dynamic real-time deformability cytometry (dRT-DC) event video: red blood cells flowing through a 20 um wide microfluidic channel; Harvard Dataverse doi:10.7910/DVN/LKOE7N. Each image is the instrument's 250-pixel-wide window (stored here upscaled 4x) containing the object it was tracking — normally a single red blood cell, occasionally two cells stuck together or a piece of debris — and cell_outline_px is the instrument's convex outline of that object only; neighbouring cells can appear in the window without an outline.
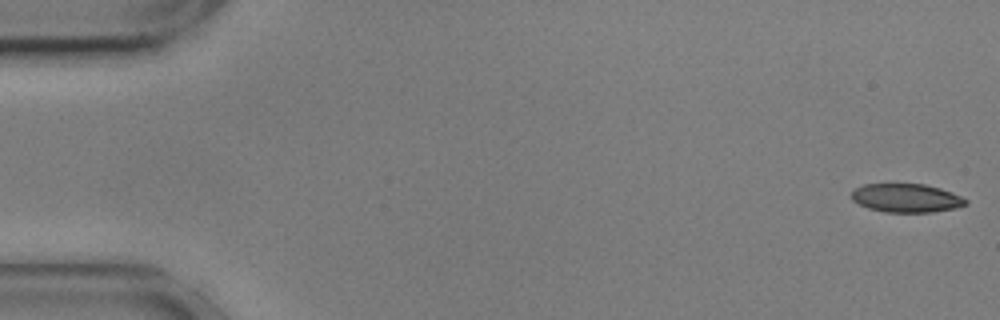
{"species": "common noctule bat (a hibernating species)", "species_latin": "Nyctalus noctula", "temperature_condition": "cold", "stored_images_in_passage": 55, "camera_frame_rate_fps": 3000, "um_per_image_px": 0.085, "animal": {"sex": "male", "body_mass_g": 17.9, "forearm_length_mm": 54.2}, "frame": {"image": 1, "passage_image": 1, "time_ms": 0.0, "image_size_px": [1000, 320], "cell_outline_px": [[968, 204], [956, 208], [932, 212], [884, 212], [868, 208], [852, 200], [852, 192], [856, 188], [864, 184], [924, 184], [940, 188], [952, 192], [968, 200]], "centroid_in_image_um": [77.06, 16.83], "position_along_channel_um": 7.9, "area_um2": 19.02}}
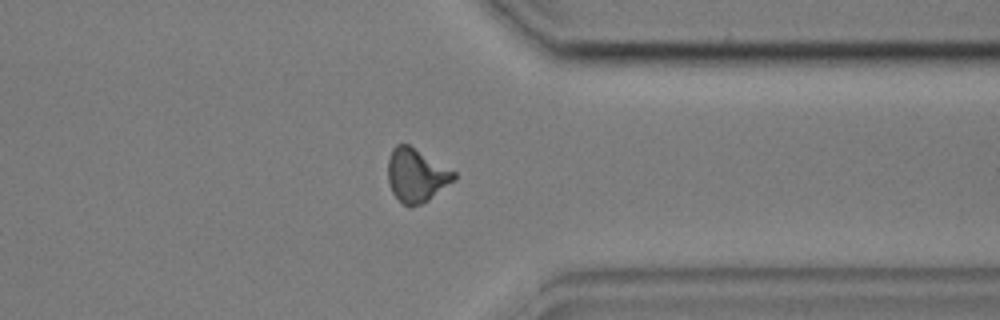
{"frame": {"image": 2, "passage_image": 43, "time_ms": 14.0, "image_size_px": [1000, 320], "cell_outline_px": [[456, 180], [428, 200], [420, 204], [408, 208], [392, 192], [388, 180], [388, 160], [392, 148], [396, 144], [408, 144], [456, 172]], "centroid_in_image_um": [35.39, 14.9], "position_along_channel_um": 376.0, "area_um2": 20.52}}
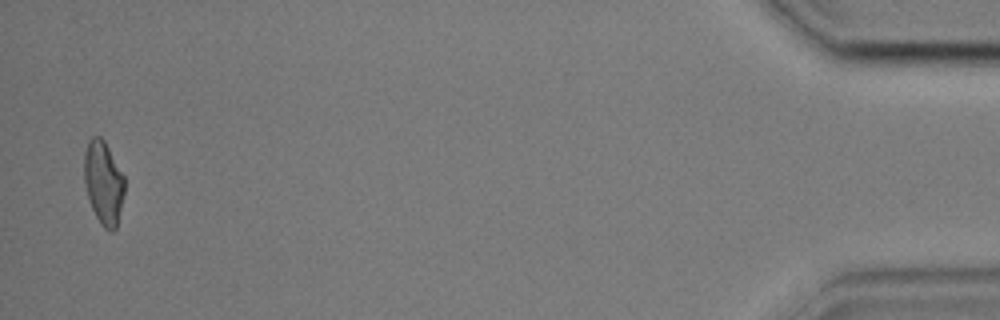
{"frame": {"image": 3, "passage_image": 54, "time_ms": 17.667, "image_size_px": [1000, 320], "cell_outline_px": [[124, 192], [116, 228], [112, 232], [108, 232], [100, 224], [92, 208], [88, 196], [84, 180], [84, 152], [88, 140], [92, 136], [100, 136], [104, 140], [124, 176]], "centroid_in_image_um": [8.78, 15.52], "position_along_channel_um": 426.4, "area_um2": 19.54}, "authors_computed_cell_mechanics": {"area_um2": 20.1144, "velocity_mm_per_s": 3.6135, "shape_relaxation_time_tau1_ms": null, "shape_relaxation_time_tau2_ms": 2.4664, "deformation_change_tau1": null, "deformation_change_tau2": 0.0943}}